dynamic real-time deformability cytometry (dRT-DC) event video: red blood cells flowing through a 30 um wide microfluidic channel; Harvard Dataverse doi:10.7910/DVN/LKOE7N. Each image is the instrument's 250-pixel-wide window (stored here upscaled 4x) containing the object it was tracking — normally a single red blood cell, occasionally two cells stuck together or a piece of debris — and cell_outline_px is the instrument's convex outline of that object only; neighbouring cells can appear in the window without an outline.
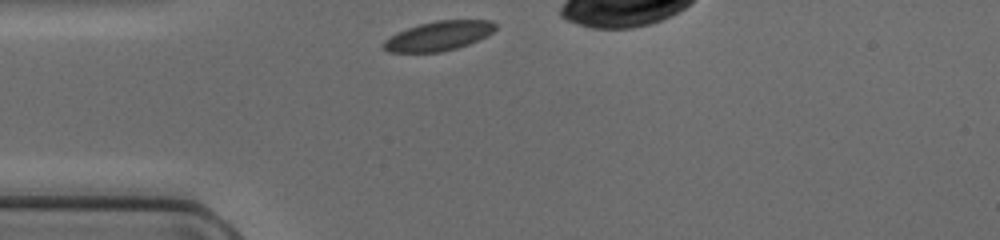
{"species": "common noctule bat (a hibernating species)", "species_latin": "Nyctalus noctula", "temperature_condition": "cold", "stored_images_in_passage": 28, "camera_frame_rate_fps": 3000, "um_per_image_px": 0.085, "animal": {"sex": "female", "body_mass_g": 17.0, "forearm_length_mm": 48.0}, "frame": {"image": 1, "passage_image": 1, "time_ms": 0.0, "image_size_px": [1000, 240], "cell_outline_px": [[496, 28], [492, 32], [468, 44], [456, 48], [440, 52], [388, 52], [380, 48], [380, 44], [384, 40], [408, 28], [420, 24], [436, 20], [492, 20], [496, 24]], "centroid_in_image_um": [37.24, 3.06], "position_along_channel_um": 47.8, "area_um2": 19.02}}
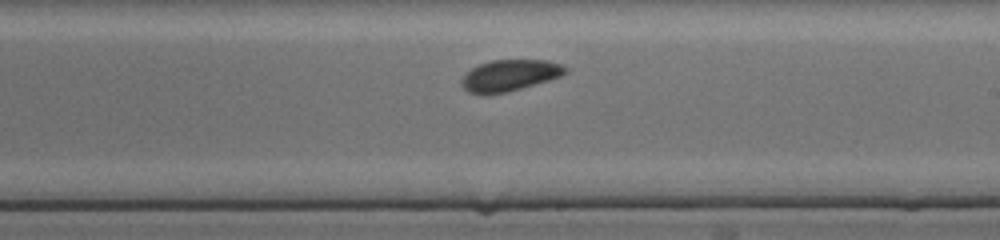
{"frame": {"image": 2, "passage_image": 16, "time_ms": 5.0, "image_size_px": [1000, 240], "cell_outline_px": [[568, 72], [560, 76], [548, 80], [508, 92], [484, 96], [468, 92], [460, 84], [460, 80], [472, 68], [480, 64], [492, 60], [548, 60], [560, 64], [568, 68]], "centroid_in_image_um": [43.3, 6.43], "position_along_channel_um": 245.7, "area_um2": 19.07}}
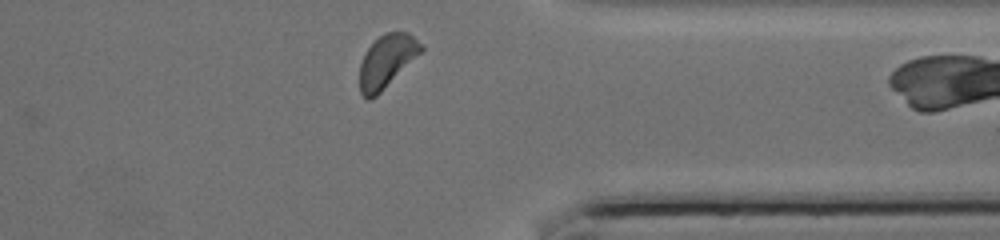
{"frame": {"image": 3, "passage_image": 26, "time_ms": 8.333, "image_size_px": [1000, 240], "cell_outline_px": [[424, 48], [376, 96], [368, 100], [360, 92], [360, 64], [364, 52], [380, 36], [388, 32], [408, 32], [424, 44]], "centroid_in_image_um": [32.86, 5.18], "position_along_channel_um": 378.5, "area_um2": 18.44}}